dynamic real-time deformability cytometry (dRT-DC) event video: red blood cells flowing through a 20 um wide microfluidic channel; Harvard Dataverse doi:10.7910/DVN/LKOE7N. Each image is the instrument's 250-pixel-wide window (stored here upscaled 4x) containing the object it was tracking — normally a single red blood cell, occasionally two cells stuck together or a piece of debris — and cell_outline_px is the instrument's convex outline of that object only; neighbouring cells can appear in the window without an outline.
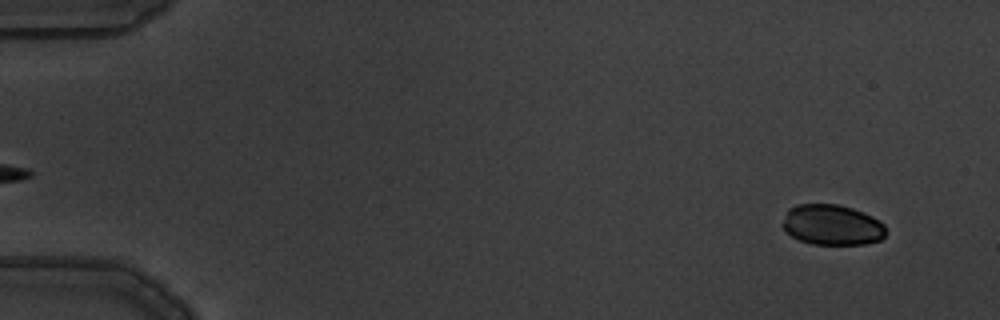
{"species": "common noctule bat (a hibernating species)", "species_latin": "Nyctalus noctula", "temperature_condition": "warm", "stored_images_in_passage": 4, "segment_of_instrument_passage": [2, 2], "camera_frame_rate_fps": 3000, "um_per_image_px": 0.085, "animal": {"sex": "male", "body_mass_g": 19.5, "forearm_length_mm": 54.6}, "frame": {"image": 1, "passage_image": 4, "time_ms": 1.0, "image_size_px": [1000, 320], "cell_outline_px": [[884, 236], [880, 240], [864, 244], [812, 244], [800, 240], [792, 236], [784, 228], [784, 220], [788, 208], [796, 204], [836, 204], [852, 208], [872, 216], [880, 220], [884, 224]], "centroid_in_image_um": [70.73, 19.11], "position_along_channel_um": 14.3, "area_um2": 24.16}}